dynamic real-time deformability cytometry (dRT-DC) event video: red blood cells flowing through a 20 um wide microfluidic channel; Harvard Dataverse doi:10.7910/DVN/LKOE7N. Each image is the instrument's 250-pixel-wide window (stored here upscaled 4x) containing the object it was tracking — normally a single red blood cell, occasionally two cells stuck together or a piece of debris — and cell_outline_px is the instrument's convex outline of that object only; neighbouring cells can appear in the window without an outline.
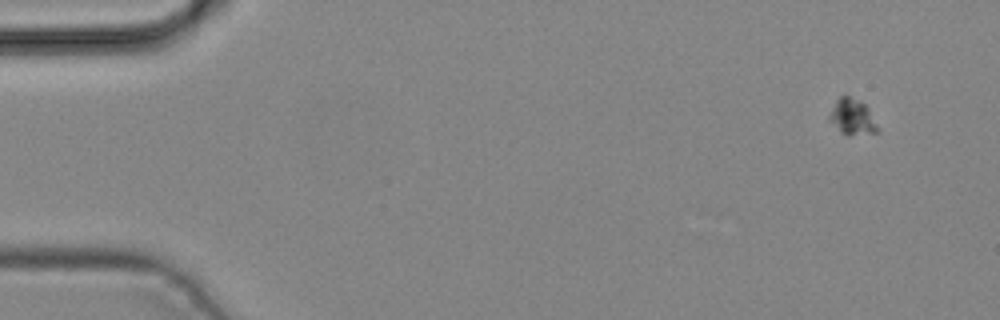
{"species": "common noctule bat (a hibernating species)", "species_latin": "Nyctalus noctula", "temperature_condition": "cold", "stored_images_in_passage": 4, "camera_frame_rate_fps": 3000, "um_per_image_px": 0.085, "animal": {"sex": "male", "body_mass_g": 19.2, "forearm_length_mm": 51.8}, "frame": {"image": 1, "passage_image": 1, "time_ms": 0.0, "image_size_px": [1000, 320], "cell_outline_px": [[880, 128], [876, 132], [848, 136], [840, 132], [828, 120], [828, 116], [836, 100], [840, 96], [848, 96], [860, 100], [868, 108]], "centroid_in_image_um": [72.44, 9.95], "position_along_channel_um": 12.6, "area_um2": 10.17}}